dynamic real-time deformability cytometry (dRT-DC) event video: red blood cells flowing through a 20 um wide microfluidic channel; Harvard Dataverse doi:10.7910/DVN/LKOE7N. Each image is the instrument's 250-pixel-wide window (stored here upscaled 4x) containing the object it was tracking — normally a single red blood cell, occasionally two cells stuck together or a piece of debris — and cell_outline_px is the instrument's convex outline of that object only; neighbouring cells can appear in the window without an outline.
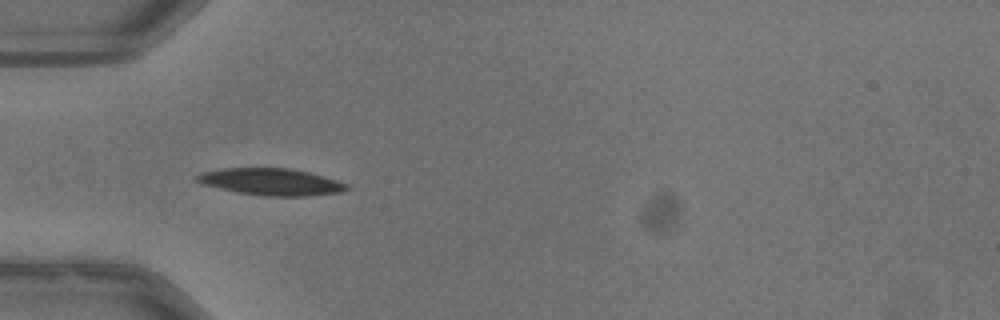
{"species": "common noctule bat (a hibernating species)", "species_latin": "Nyctalus noctula", "temperature_condition": "warm", "stored_images_in_passage": 28, "camera_frame_rate_fps": 3000, "um_per_image_px": 0.085, "animal": {"sex": "male", "body_mass_g": 13.3}, "frame": {"image": 1, "passage_image": 1, "time_ms": 0.0, "image_size_px": [1000, 320], "cell_outline_px": [[352, 188], [340, 192], [308, 196], [264, 196], [236, 192], [200, 184], [196, 180], [196, 176], [204, 172], [224, 168], [288, 168], [308, 172], [336, 180], [348, 184]], "centroid_in_image_um": [23.05, 15.46], "position_along_channel_um": 61.9, "area_um2": 23.41}}
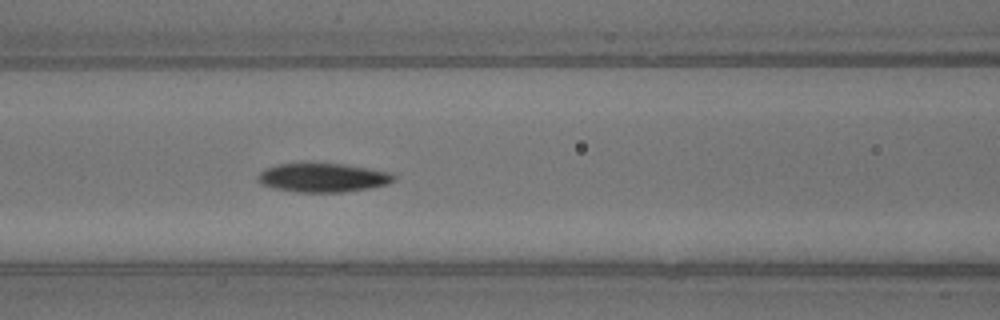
{"frame": {"image": 2, "passage_image": 7, "time_ms": 2.0, "image_size_px": [1000, 320], "cell_outline_px": [[396, 180], [388, 184], [368, 188], [344, 192], [296, 192], [276, 188], [264, 184], [260, 180], [260, 172], [276, 164], [344, 164], [388, 172], [396, 176]], "centroid_in_image_um": [27.52, 15.11], "position_along_channel_um": 139.1, "area_um2": 22.31}}
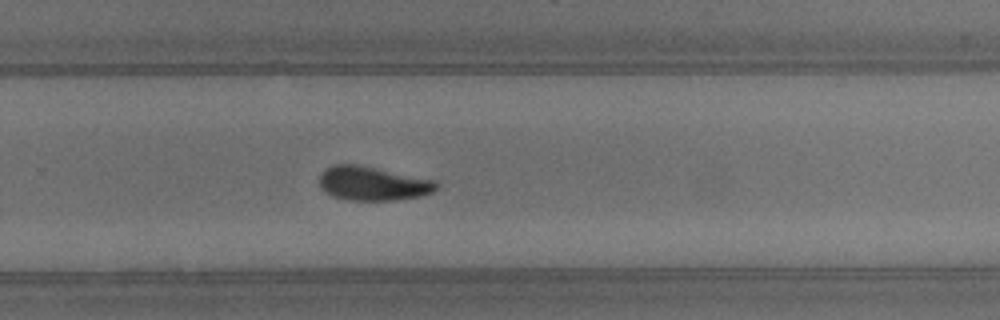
{"frame": {"image": 3, "passage_image": 19, "time_ms": 6.0, "image_size_px": [1000, 320], "cell_outline_px": [[440, 184], [432, 192], [416, 196], [392, 200], [352, 200], [336, 196], [324, 192], [320, 188], [320, 176], [332, 164], [356, 164], [436, 180]], "centroid_in_image_um": [31.69, 15.59], "position_along_channel_um": 298.1, "area_um2": 22.77}, "authors_computed_cell_mechanics": {"area_um2": 22.9466, "velocity_mm_per_s": 3.991, "shape_relaxation_time_tau1_ms": 3.0429, "shape_relaxation_time_tau2_ms": 9.7782, "deformation_change_tau1": 0.1587, "deformation_change_tau2": 0.1771}}